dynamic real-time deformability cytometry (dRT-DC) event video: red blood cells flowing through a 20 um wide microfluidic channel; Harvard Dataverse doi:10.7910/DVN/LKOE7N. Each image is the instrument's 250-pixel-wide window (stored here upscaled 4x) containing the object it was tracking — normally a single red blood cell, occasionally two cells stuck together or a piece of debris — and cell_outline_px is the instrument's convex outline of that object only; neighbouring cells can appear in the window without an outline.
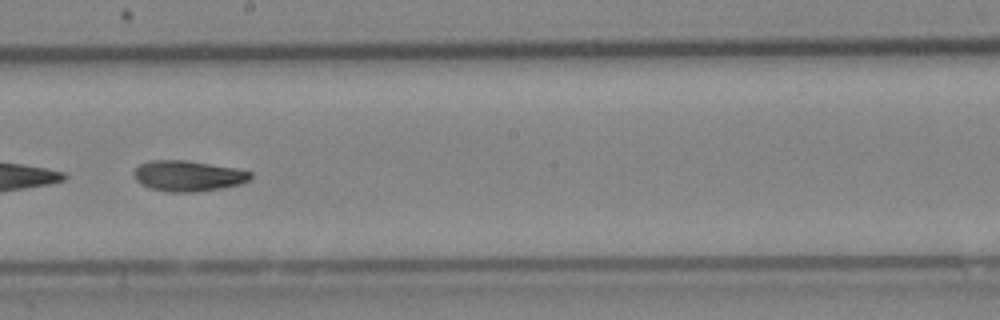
{"species": "Egyptian fruit bat (a non-hibernating species)", "species_latin": "Rousettus aegyptiacus", "temperature_condition": "cold", "stored_images_in_passage": 36, "camera_frame_rate_fps": 3000, "um_per_image_px": 0.085, "animal": {"sex": "female"}, "frame": {"image": 1, "passage_image": 21, "time_ms": 6.667, "image_size_px": [1000, 320], "cell_outline_px": [[252, 176], [248, 180], [240, 184], [220, 188], [196, 192], [164, 192], [148, 188], [140, 184], [136, 180], [132, 172], [140, 164], [152, 160], [184, 160], [236, 168], [252, 172]], "centroid_in_image_um": [15.94, 14.96], "position_along_channel_um": 232.3, "area_um2": 20.92}, "authors_computed_cell_mechanics": {"area_um2": 21.0392, "velocity_mm_per_s": 4.2135, "shape_relaxation_time_tau1_ms": 4.3375, "shape_relaxation_time_tau2_ms": 4.3772, "deformation_change_tau1": 0.1568, "deformation_change_tau2": 0.108}}